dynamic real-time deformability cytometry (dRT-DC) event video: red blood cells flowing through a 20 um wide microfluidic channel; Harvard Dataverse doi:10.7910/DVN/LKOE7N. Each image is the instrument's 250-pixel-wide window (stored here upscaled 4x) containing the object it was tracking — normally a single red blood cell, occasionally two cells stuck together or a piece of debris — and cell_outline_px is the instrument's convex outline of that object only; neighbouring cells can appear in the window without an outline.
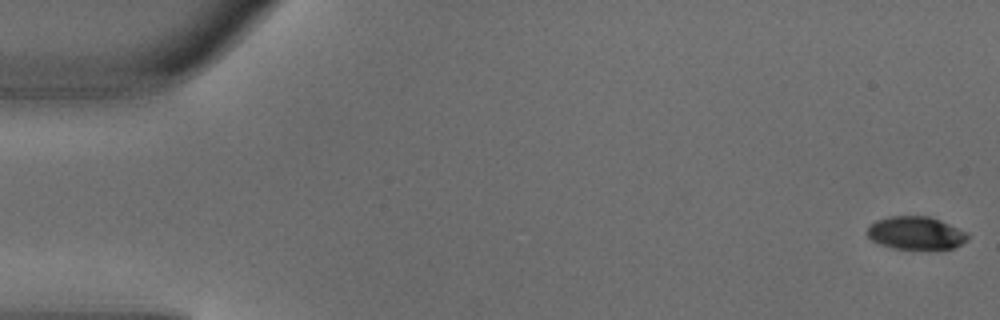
{"species": "common noctule bat (a hibernating species)", "species_latin": "Nyctalus noctula", "temperature_condition": "warm", "stored_images_in_passage": 6, "segment_of_instrument_passage": [1, 2], "camera_frame_rate_fps": 3000, "um_per_image_px": 0.085, "animal": {"sex": "male", "body_mass_g": 18.8}, "frame": {"image": 1, "passage_image": 1, "time_ms": 0.0, "image_size_px": [1000, 320], "cell_outline_px": [[968, 240], [952, 248], [892, 248], [880, 244], [872, 240], [868, 236], [868, 228], [876, 220], [888, 216], [928, 216], [940, 220], [968, 232]], "centroid_in_image_um": [77.85, 19.79], "position_along_channel_um": 7.1, "area_um2": 19.02}}
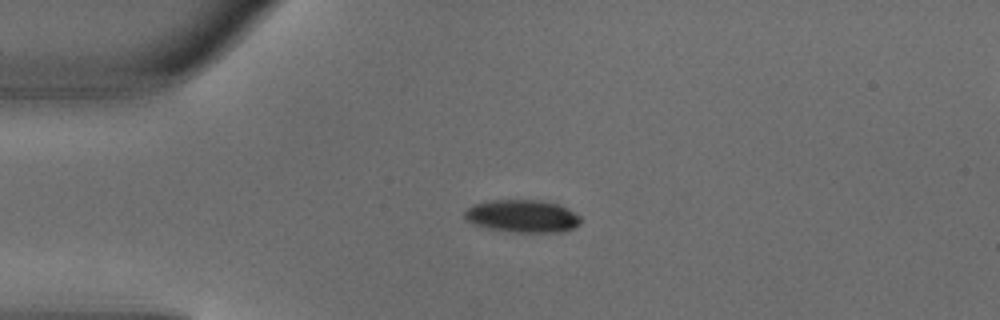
{"frame": {"image": 2, "passage_image": 4, "time_ms": 1.0, "image_size_px": [1000, 320], "cell_outline_px": [[580, 224], [572, 228], [560, 232], [516, 232], [488, 228], [472, 224], [464, 216], [464, 212], [472, 204], [492, 200], [540, 200], [556, 204], [568, 208], [580, 216]], "centroid_in_image_um": [44.39, 18.36], "position_along_channel_um": 40.6, "area_um2": 21.96}}